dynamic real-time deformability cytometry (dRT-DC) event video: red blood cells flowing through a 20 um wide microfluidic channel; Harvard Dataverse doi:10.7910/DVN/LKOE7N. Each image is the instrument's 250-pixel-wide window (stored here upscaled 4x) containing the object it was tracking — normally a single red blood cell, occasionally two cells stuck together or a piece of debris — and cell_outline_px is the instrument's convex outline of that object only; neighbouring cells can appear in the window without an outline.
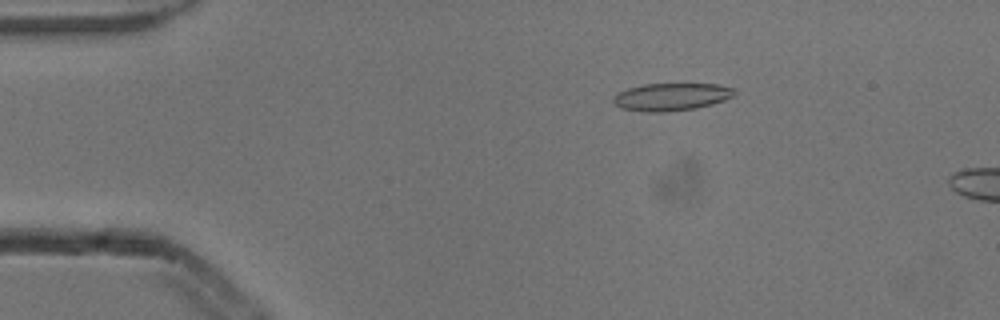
{"species": "common noctule bat (a hibernating species)", "species_latin": "Nyctalus noctula", "temperature_condition": "cold", "stored_images_in_passage": 3, "camera_frame_rate_fps": 3000, "um_per_image_px": 0.085, "animal": {"sex": "male", "body_mass_g": 13.3}, "frame": {"image": 1, "passage_image": 1, "time_ms": 0.0, "image_size_px": [1000, 320], "cell_outline_px": [[736, 96], [712, 104], [696, 108], [664, 112], [644, 112], [624, 108], [616, 104], [612, 100], [612, 96], [628, 88], [644, 84], [716, 84], [736, 88]], "centroid_in_image_um": [57.11, 8.22], "position_along_channel_um": 27.9, "area_um2": 19.48}}